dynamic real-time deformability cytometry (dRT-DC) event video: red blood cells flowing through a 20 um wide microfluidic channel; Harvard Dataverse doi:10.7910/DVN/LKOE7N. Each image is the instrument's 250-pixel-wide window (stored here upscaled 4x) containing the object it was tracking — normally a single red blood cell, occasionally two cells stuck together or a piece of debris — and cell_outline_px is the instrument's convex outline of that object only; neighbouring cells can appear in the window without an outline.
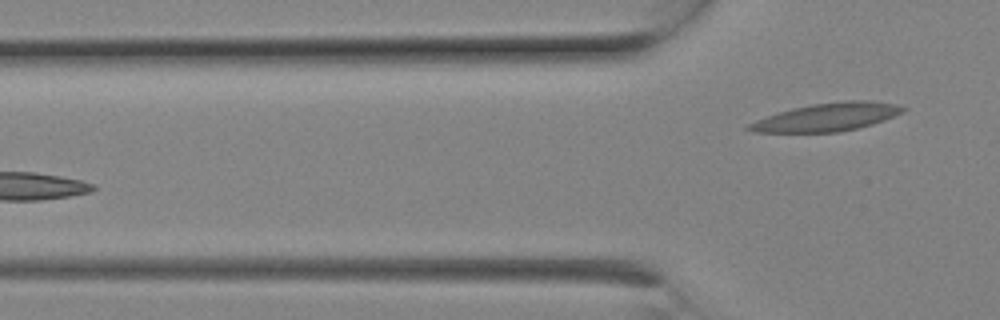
{"species": "Egyptian fruit bat (a non-hibernating species)", "species_latin": "Rousettus aegyptiacus", "temperature_condition": "room temperature", "stored_images_in_passage": 6, "segment_of_instrument_passage": [2, 2], "camera_frame_rate_fps": 3000, "um_per_image_px": 0.085, "animal": {"sex": "female"}, "frame": {"image": 1, "passage_image": 6, "time_ms": 1.667, "image_size_px": [1000, 320], "cell_outline_px": [[908, 108], [904, 112], [884, 120], [872, 124], [840, 132], [756, 132], [744, 128], [748, 124], [756, 120], [792, 108], [812, 104], [844, 100], [868, 100], [896, 104]], "centroid_in_image_um": [70.34, 9.94], "position_along_channel_um": 55.5, "area_um2": 25.09}}